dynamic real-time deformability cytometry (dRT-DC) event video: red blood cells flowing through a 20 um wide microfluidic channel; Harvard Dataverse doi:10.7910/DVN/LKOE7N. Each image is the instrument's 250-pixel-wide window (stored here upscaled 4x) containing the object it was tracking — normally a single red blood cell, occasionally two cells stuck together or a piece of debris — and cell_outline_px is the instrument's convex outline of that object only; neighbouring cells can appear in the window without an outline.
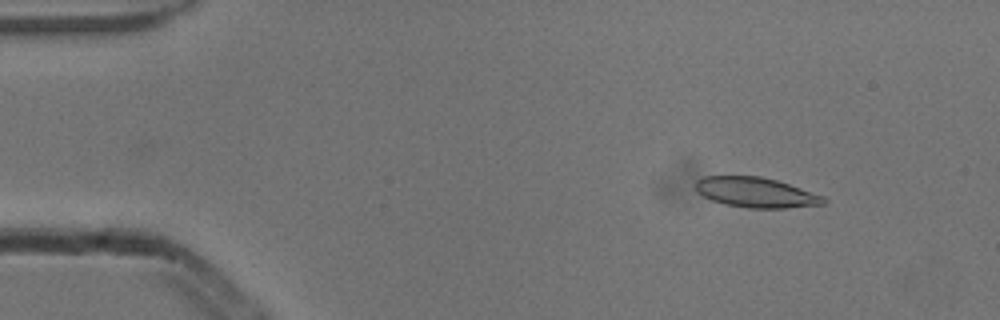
{"species": "common noctule bat (a hibernating species)", "species_latin": "Nyctalus noctula", "temperature_condition": "cold", "stored_images_in_passage": 47, "camera_frame_rate_fps": 3000, "um_per_image_px": 0.085, "animal": {"sex": "male", "body_mass_g": 13.3}, "frame": {"image": 1, "passage_image": 7, "time_ms": 2.0, "image_size_px": [1000, 320], "cell_outline_px": [[828, 200], [824, 204], [788, 208], [748, 208], [724, 204], [712, 200], [696, 192], [696, 180], [704, 176], [760, 176], [776, 180], [824, 196]], "centroid_in_image_um": [64.25, 16.36], "position_along_channel_um": 20.8, "area_um2": 22.43}}
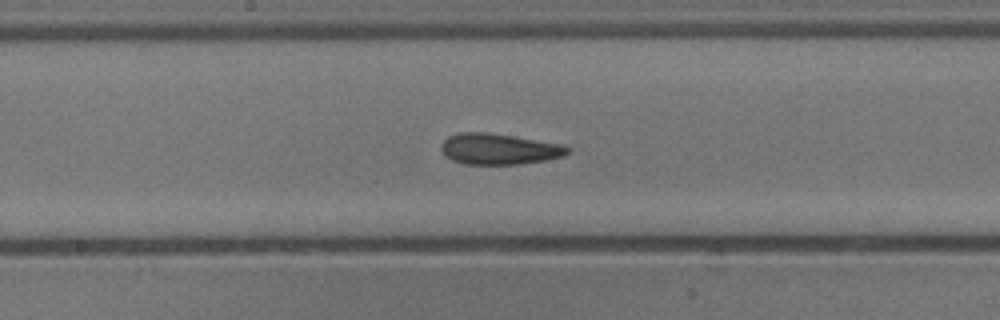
{"frame": {"image": 2, "passage_image": 28, "time_ms": 9.0, "image_size_px": [1000, 320], "cell_outline_px": [[572, 148], [564, 156], [544, 160], [520, 164], [464, 164], [452, 160], [444, 156], [440, 148], [444, 140], [448, 136], [460, 132], [484, 132], [512, 136], [564, 144]], "centroid_in_image_um": [42.41, 12.67], "position_along_channel_um": 205.8, "area_um2": 22.83}}
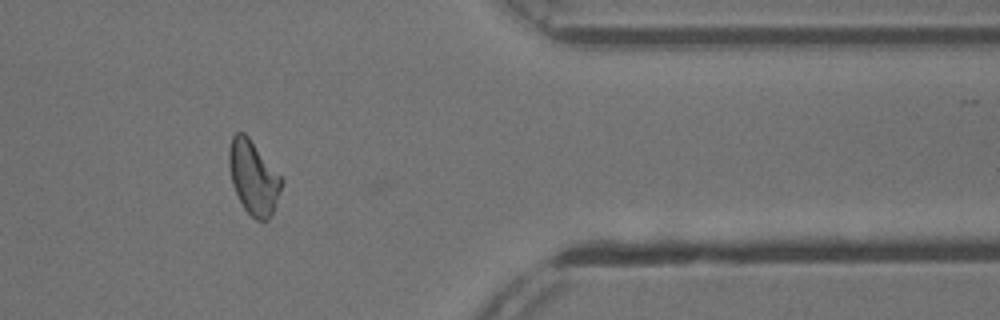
{"frame": {"image": 3, "passage_image": 44, "time_ms": 14.333, "image_size_px": [1000, 320], "cell_outline_px": [[284, 180], [272, 212], [268, 220], [256, 220], [244, 208], [232, 184], [228, 164], [228, 148], [232, 136], [236, 132], [244, 132], [248, 136]], "centroid_in_image_um": [21.52, 15.05], "position_along_channel_um": 389.9, "area_um2": 22.31}, "authors_computed_cell_mechanics": {"area_um2": 22.831, "velocity_mm_per_s": 3.8623, "shape_relaxation_time_tau1_ms": 9.2976, "shape_relaxation_time_tau2_ms": 2.7317, "deformation_change_tau1": 0.1848, "deformation_change_tau2": 0.0951}}